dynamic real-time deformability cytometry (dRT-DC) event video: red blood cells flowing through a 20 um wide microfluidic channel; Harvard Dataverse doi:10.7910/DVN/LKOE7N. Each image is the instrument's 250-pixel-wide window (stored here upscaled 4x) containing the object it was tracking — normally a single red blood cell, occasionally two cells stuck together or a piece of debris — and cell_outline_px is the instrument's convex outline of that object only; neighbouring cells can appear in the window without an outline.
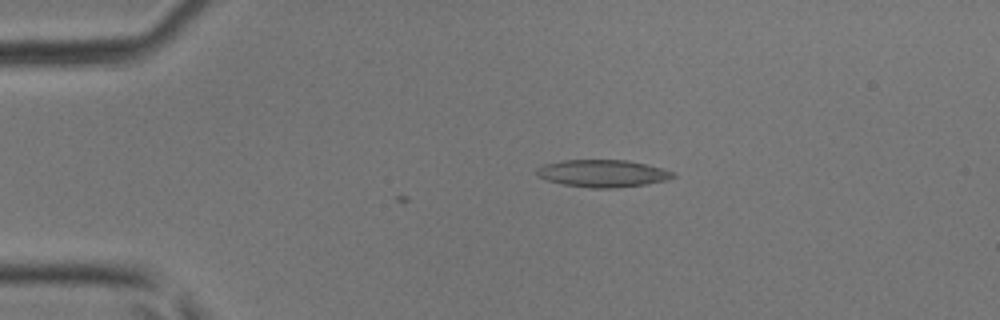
{"species": "common noctule bat (a hibernating species)", "species_latin": "Nyctalus noctula", "temperature_condition": "room temperature", "stored_images_in_passage": 4, "camera_frame_rate_fps": 3000, "um_per_image_px": 0.085, "animal": {"sex": "male", "body_mass_g": 17.9, "forearm_length_mm": 54.2}, "frame": {"image": 1, "passage_image": 4, "time_ms": 1.0, "image_size_px": [1000, 320], "cell_outline_px": [[676, 176], [668, 180], [644, 184], [616, 188], [592, 188], [564, 184], [548, 180], [536, 176], [536, 168], [544, 164], [564, 160], [628, 160], [664, 168], [676, 172]], "centroid_in_image_um": [51.26, 14.73], "position_along_channel_um": 33.7, "area_um2": 21.79}}